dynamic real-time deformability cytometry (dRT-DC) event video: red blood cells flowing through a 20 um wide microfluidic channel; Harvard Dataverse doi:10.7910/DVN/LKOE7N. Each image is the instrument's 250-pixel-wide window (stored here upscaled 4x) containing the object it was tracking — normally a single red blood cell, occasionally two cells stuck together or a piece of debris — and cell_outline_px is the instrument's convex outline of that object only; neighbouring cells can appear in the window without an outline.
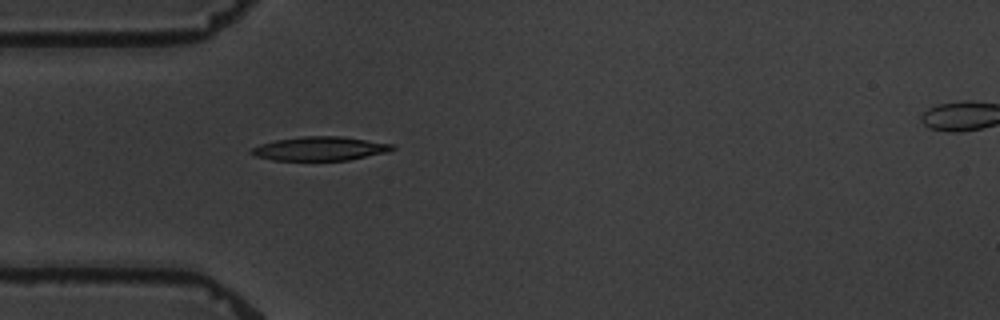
{"species": "common noctule bat (a hibernating species)", "species_latin": "Nyctalus noctula", "temperature_condition": "warm", "stored_images_in_passage": 2, "camera_frame_rate_fps": 3000, "um_per_image_px": 0.085, "animal": {"sex": "male", "body_mass_g": 19.5, "forearm_length_mm": 54.6}, "frame": {"image": 1, "passage_image": 1, "time_ms": 0.0, "image_size_px": [1000, 320], "cell_outline_px": [[396, 148], [388, 152], [348, 160], [272, 160], [256, 156], [248, 152], [252, 148], [260, 144], [276, 140], [304, 136], [344, 136], [392, 144]], "centroid_in_image_um": [27.2, 12.63], "position_along_channel_um": 57.8, "area_um2": 19.59}}